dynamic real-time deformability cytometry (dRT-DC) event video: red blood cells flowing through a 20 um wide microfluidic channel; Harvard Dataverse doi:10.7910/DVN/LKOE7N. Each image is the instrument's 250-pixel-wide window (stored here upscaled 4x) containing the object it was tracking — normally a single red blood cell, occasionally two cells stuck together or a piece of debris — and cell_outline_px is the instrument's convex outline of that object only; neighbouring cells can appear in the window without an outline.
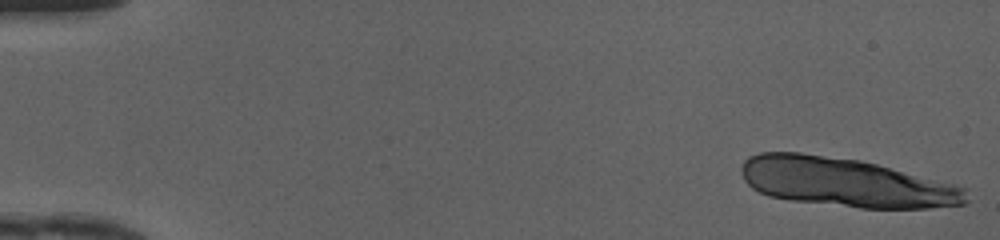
{"species": "human", "species_latin": "Homo sapiens", "temperature_condition": "cold", "stored_images_in_passage": 15, "camera_frame_rate_fps": 3000, "um_per_image_px": 0.085, "donor": {"sex": "female"}, "frame": {"image": 1, "passage_image": 1, "time_ms": 0.0, "image_size_px": [1000, 240], "cell_outline_px": [[968, 200], [964, 204], [928, 208], [860, 208], [792, 200], [768, 196], [752, 188], [744, 180], [740, 172], [740, 168], [744, 160], [748, 156], [760, 152], [800, 152], [860, 160], [876, 164], [968, 188]], "centroid_in_image_um": [71.85, 15.5], "position_along_channel_um": 13.2, "area_um2": 64.16}}